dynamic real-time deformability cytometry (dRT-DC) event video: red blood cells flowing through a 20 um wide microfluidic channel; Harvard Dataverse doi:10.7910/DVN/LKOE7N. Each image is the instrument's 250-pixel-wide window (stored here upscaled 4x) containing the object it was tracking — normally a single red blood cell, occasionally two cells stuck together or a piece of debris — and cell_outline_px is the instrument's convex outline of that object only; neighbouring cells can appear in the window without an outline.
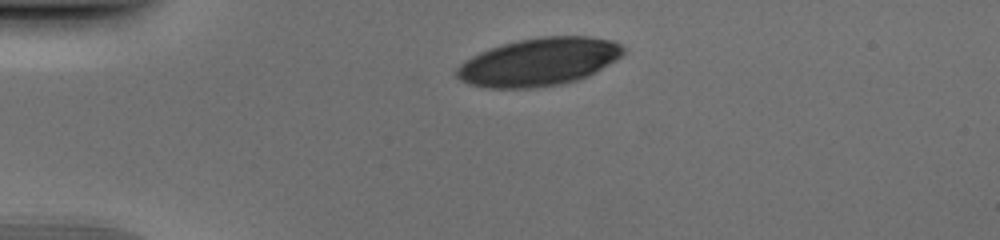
{"species": "human", "species_latin": "Homo sapiens", "temperature_condition": "cold", "stored_images_in_passage": 34, "camera_frame_rate_fps": 3000, "um_per_image_px": 0.085, "donor": {"sex": "male"}, "frame": {"image": 1, "passage_image": 1, "time_ms": 0.0, "image_size_px": [1000, 240], "cell_outline_px": [[616, 52], [608, 60], [588, 72], [576, 76], [560, 80], [528, 84], [484, 84], [472, 80], [464, 76], [464, 68], [468, 64], [480, 56], [488, 52], [500, 48], [516, 44], [536, 40], [596, 40], [612, 44], [616, 48]], "centroid_in_image_um": [45.81, 5.24], "position_along_channel_um": 39.2, "area_um2": 36.01}}
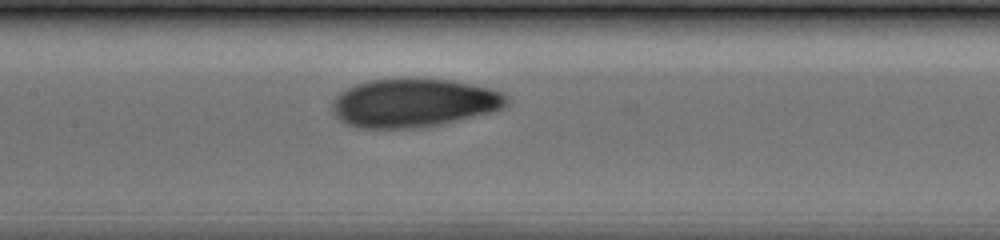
{"frame": {"image": 2, "passage_image": 14, "time_ms": 4.333, "image_size_px": [1000, 240], "cell_outline_px": [[500, 100], [496, 104], [488, 108], [428, 120], [388, 124], [368, 124], [352, 120], [344, 112], [344, 100], [352, 92], [360, 88], [376, 84], [444, 84], [468, 88], [488, 92], [496, 96]], "centroid_in_image_um": [35.14, 8.72], "position_along_channel_um": 172.3, "area_um2": 34.33}}
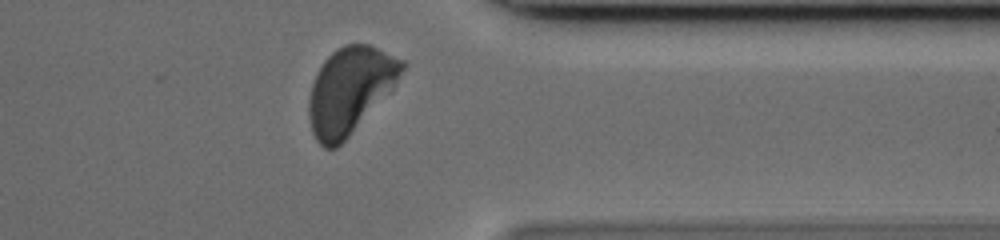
{"frame": {"image": 3, "passage_image": 30, "time_ms": 9.667, "image_size_px": [1000, 240], "cell_outline_px": [[400, 68], [344, 136], [336, 144], [324, 144], [320, 140], [316, 132], [312, 120], [312, 96], [316, 80], [324, 64], [336, 52], [344, 48], [356, 44], [368, 48], [400, 64]], "centroid_in_image_um": [29.59, 7.63], "position_along_channel_um": 381.8, "area_um2": 37.97}}